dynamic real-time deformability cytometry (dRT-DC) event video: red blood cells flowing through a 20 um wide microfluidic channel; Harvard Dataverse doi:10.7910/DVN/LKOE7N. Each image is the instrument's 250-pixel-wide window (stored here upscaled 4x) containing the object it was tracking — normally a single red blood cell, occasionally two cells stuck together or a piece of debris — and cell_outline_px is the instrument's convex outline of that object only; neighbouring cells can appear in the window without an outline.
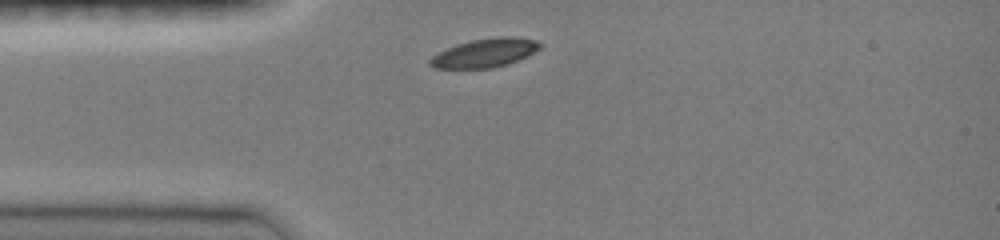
{"species": "common noctule bat (a hibernating species)", "species_latin": "Nyctalus noctula", "temperature_condition": "room temperature", "stored_images_in_passage": 12, "camera_frame_rate_fps": 3000, "um_per_image_px": 0.085, "animal": {"sex": "female", "body_mass_g": 19.0, "forearm_length_mm": 51.5}, "frame": {"image": 1, "passage_image": 1, "time_ms": 0.0, "image_size_px": [1000, 240], "cell_outline_px": [[544, 44], [540, 48], [528, 56], [508, 64], [492, 68], [432, 68], [428, 64], [428, 60], [432, 56], [456, 44], [472, 40], [496, 36], [512, 36], [536, 40]], "centroid_in_image_um": [41.24, 4.49], "position_along_channel_um": 43.8, "area_um2": 18.55}}